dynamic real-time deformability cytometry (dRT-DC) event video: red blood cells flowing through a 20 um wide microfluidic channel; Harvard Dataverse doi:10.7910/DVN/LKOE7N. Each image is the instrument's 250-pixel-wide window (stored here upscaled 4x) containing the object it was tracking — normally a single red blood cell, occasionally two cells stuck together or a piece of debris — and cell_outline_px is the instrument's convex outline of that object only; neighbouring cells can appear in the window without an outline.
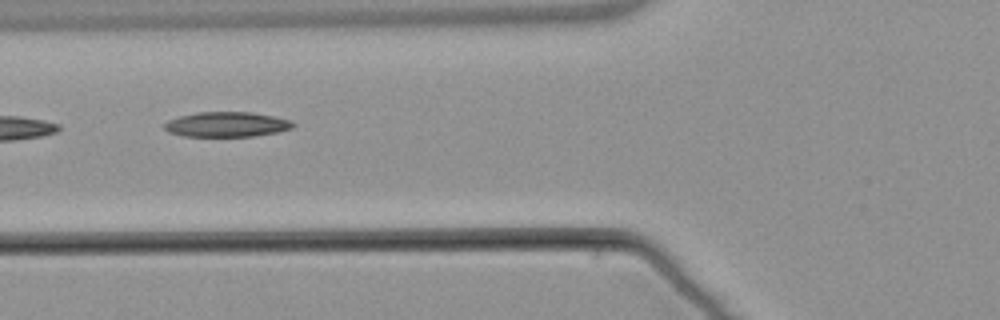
{"species": "common noctule bat (a hibernating species)", "species_latin": "Nyctalus noctula", "temperature_condition": "warm", "stored_images_in_passage": 5, "camera_frame_rate_fps": 3000, "um_per_image_px": 0.085, "animal": {"sex": "male", "body_mass_g": 21.5, "forearm_length_mm": 52.0}, "frame": {"image": 1, "passage_image": 4, "time_ms": 4.667, "image_size_px": [1000, 320], "cell_outline_px": [[296, 124], [292, 128], [280, 132], [252, 136], [184, 136], [168, 132], [164, 128], [164, 124], [168, 120], [180, 116], [196, 112], [252, 112], [276, 116], [292, 120]], "centroid_in_image_um": [19.32, 10.57], "position_along_channel_um": 106.5, "area_um2": 18.9}}
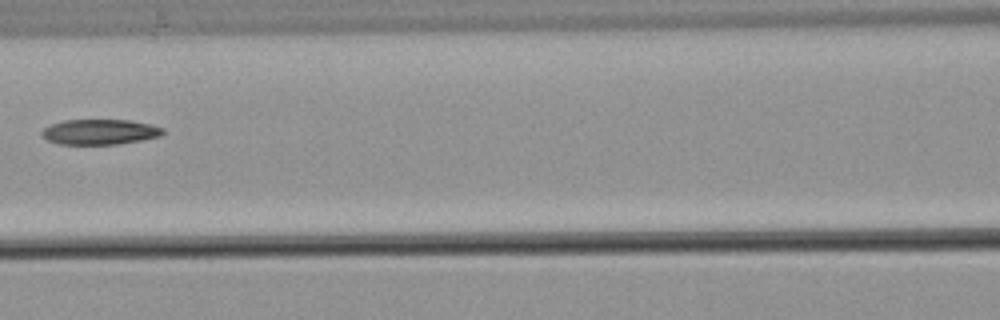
{"frame": {"image": 2, "passage_image": 5, "time_ms": 6.0, "image_size_px": [1000, 320], "cell_outline_px": [[164, 132], [160, 136], [140, 140], [116, 144], [60, 144], [48, 140], [40, 132], [44, 128], [52, 124], [64, 120], [132, 120], [152, 124], [164, 128]], "centroid_in_image_um": [8.52, 11.2], "position_along_channel_um": 158.1, "area_um2": 17.74}}